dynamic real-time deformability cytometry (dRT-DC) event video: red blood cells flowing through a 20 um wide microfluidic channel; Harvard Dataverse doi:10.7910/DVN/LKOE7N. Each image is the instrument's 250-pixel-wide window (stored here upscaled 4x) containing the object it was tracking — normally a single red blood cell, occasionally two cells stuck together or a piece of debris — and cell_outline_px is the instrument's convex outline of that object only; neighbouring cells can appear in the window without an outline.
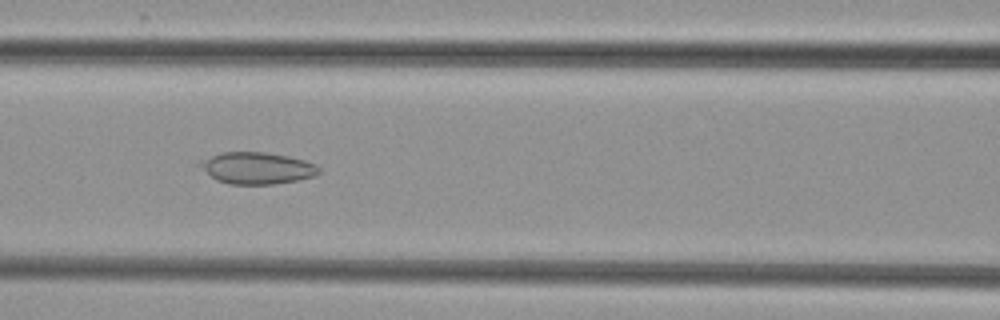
{"species": "common noctule bat (a hibernating species)", "species_latin": "Nyctalus noctula", "temperature_condition": "cold", "stored_images_in_passage": 7, "camera_frame_rate_fps": 3000, "um_per_image_px": 0.085, "animal": {"sex": "female", "body_mass_g": 29.2, "forearm_length_mm": 56.3}, "frame": {"image": 1, "passage_image": 6, "time_ms": 6.667, "image_size_px": [1000, 320], "cell_outline_px": [[320, 172], [316, 176], [300, 180], [272, 184], [228, 184], [216, 180], [200, 164], [200, 160], [224, 152], [264, 152], [288, 156], [304, 160], [316, 164], [320, 168]], "centroid_in_image_um": [21.92, 14.29], "position_along_channel_um": 144.7, "area_um2": 21.79}}
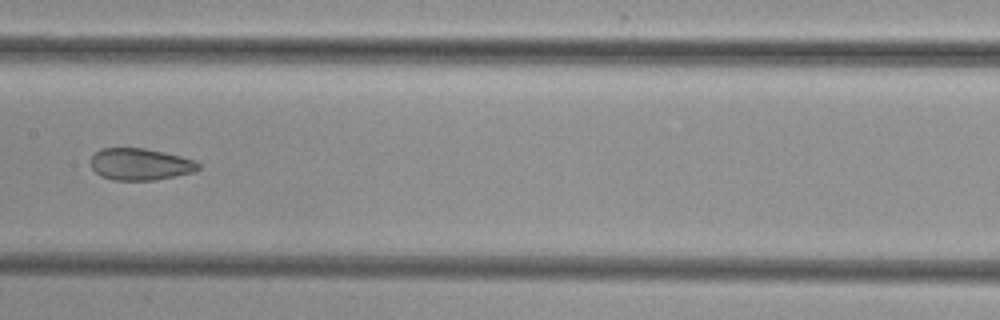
{"frame": {"image": 2, "passage_image": 7, "time_ms": 8.0, "image_size_px": [1000, 320], "cell_outline_px": [[200, 168], [196, 172], [156, 180], [112, 180], [100, 176], [88, 164], [88, 160], [100, 148], [144, 148], [164, 152], [196, 160], [200, 164]], "centroid_in_image_um": [11.91, 13.96], "position_along_channel_um": 195.5, "area_um2": 20.35}}